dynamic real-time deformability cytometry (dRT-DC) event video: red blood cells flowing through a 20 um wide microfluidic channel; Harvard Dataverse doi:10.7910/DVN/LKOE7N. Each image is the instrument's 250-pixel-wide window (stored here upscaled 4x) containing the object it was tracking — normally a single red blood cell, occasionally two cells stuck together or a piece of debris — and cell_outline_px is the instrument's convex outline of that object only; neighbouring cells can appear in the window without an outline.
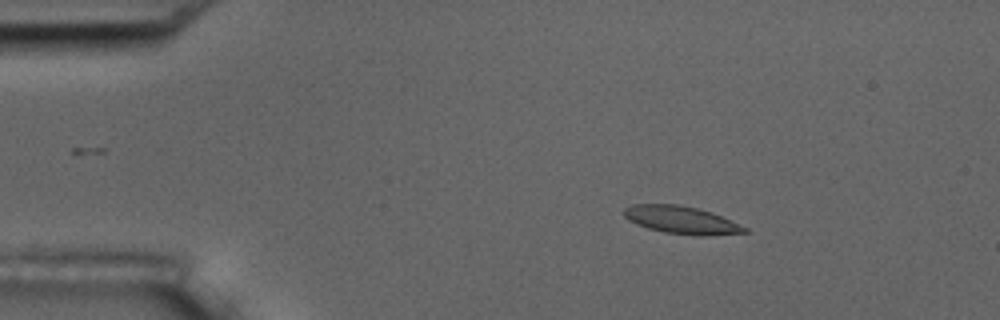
{"species": "common noctule bat (a hibernating species)", "species_latin": "Nyctalus noctula", "temperature_condition": "room temperature", "stored_images_in_passage": 4, "camera_frame_rate_fps": 3000, "um_per_image_px": 0.085, "animal": {"sex": "male", "body_mass_g": 17.5, "forearm_length_mm": 52.3}, "frame": {"image": 1, "passage_image": 2, "time_ms": 1.333, "image_size_px": [1000, 320], "cell_outline_px": [[748, 232], [664, 232], [648, 228], [636, 224], [628, 220], [624, 216], [624, 208], [632, 204], [680, 204], [712, 212], [748, 228]], "centroid_in_image_um": [57.76, 18.61], "position_along_channel_um": 27.2, "area_um2": 18.15}}